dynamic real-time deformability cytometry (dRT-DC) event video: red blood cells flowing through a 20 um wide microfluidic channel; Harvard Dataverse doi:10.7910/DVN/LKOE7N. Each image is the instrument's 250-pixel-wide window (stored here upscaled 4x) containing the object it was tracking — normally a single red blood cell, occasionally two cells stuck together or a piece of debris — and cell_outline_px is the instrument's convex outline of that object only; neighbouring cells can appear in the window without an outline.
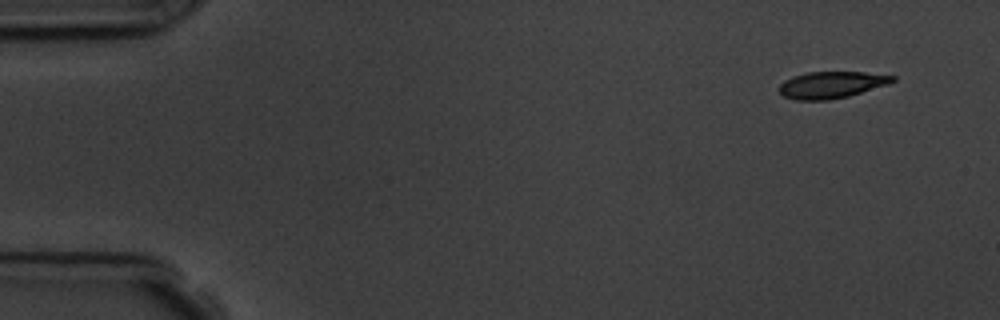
{"species": "common noctule bat (a hibernating species)", "species_latin": "Nyctalus noctula", "temperature_condition": "room temperature", "stored_images_in_passage": 10, "camera_frame_rate_fps": 3000, "um_per_image_px": 0.085, "animal": {"sex": "male", "body_mass_g": 19.5, "forearm_length_mm": 54.6}, "frame": {"image": 1, "passage_image": 1, "time_ms": 0.0, "image_size_px": [1000, 320], "cell_outline_px": [[896, 80], [888, 84], [848, 96], [828, 100], [796, 100], [784, 96], [780, 92], [780, 84], [784, 80], [792, 76], [808, 72], [864, 72], [896, 76]], "centroid_in_image_um": [70.67, 7.2], "position_along_channel_um": 14.3, "area_um2": 17.57}}
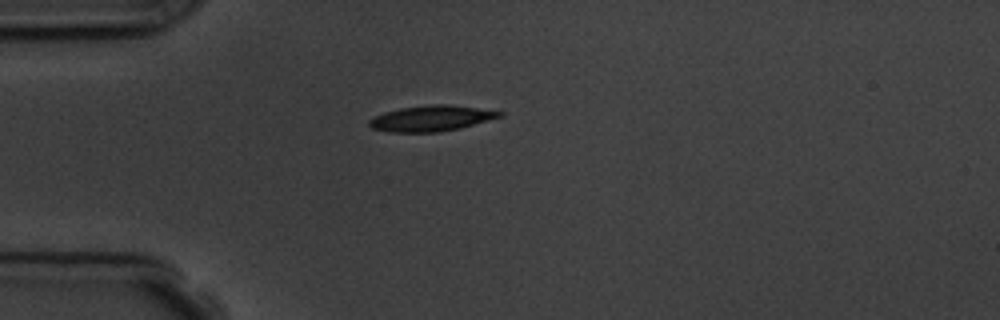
{"frame": {"image": 2, "passage_image": 4, "time_ms": 3.667, "image_size_px": [1000, 320], "cell_outline_px": [[504, 116], [460, 128], [436, 132], [388, 132], [372, 128], [368, 124], [368, 120], [384, 112], [400, 108], [432, 104], [448, 104], [504, 112]], "centroid_in_image_um": [36.65, 10.06], "position_along_channel_um": 48.3, "area_um2": 19.42}}
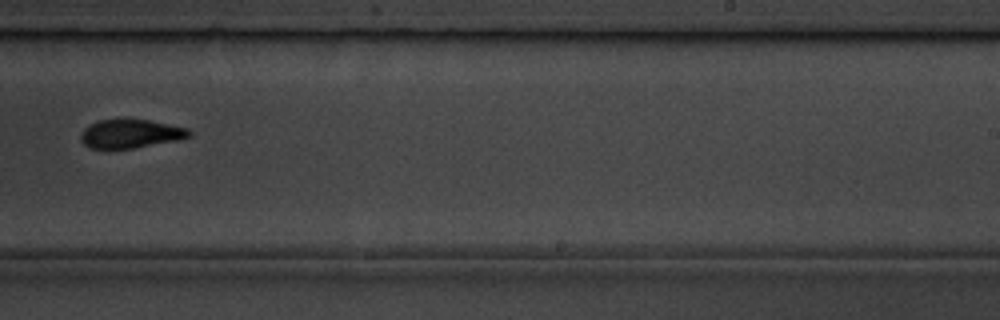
{"frame": {"image": 3, "passage_image": 10, "time_ms": 10.333, "image_size_px": [1000, 320], "cell_outline_px": [[192, 136], [176, 140], [132, 148], [88, 148], [80, 140], [80, 136], [84, 128], [88, 124], [100, 120], [120, 116], [148, 120], [188, 128], [192, 132]], "centroid_in_image_um": [11.05, 11.32], "position_along_channel_um": 277.9, "area_um2": 18.55}}